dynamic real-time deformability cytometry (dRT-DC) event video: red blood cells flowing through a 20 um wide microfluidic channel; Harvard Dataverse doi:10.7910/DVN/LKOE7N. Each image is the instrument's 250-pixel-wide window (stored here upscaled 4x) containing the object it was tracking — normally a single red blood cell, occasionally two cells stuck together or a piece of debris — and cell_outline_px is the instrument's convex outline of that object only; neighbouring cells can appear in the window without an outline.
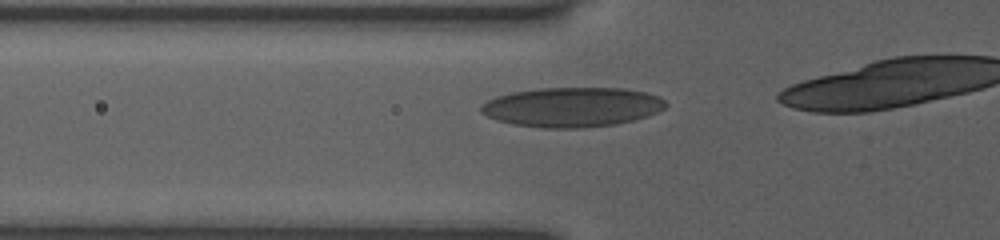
{"species": "human", "species_latin": "Homo sapiens", "temperature_condition": "room temperature", "stored_images_in_passage": 22, "camera_frame_rate_fps": 3000, "um_per_image_px": 0.085, "donor": {"sex": "female"}, "frame": {"image": 1, "passage_image": 10, "time_ms": 3.0, "image_size_px": [1000, 240], "cell_outline_px": [[668, 104], [664, 108], [648, 116], [616, 124], [580, 128], [544, 128], [512, 124], [496, 120], [480, 112], [480, 108], [488, 100], [496, 96], [512, 92], [540, 88], [624, 88], [644, 92], [660, 96]], "centroid_in_image_um": [48.63, 9.1], "position_along_channel_um": 77.2, "area_um2": 42.66}}
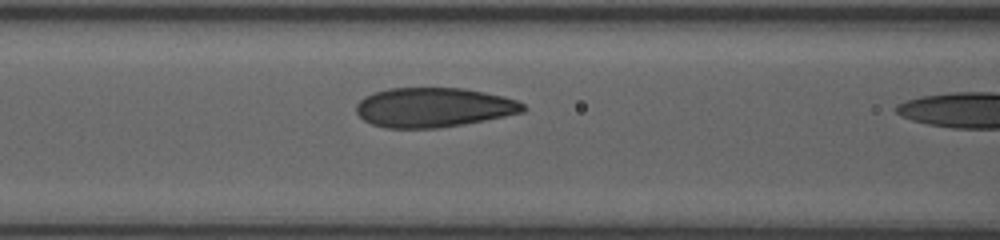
{"frame": {"image": 2, "passage_image": 14, "time_ms": 4.333, "image_size_px": [1000, 240], "cell_outline_px": [[528, 108], [524, 112], [484, 120], [436, 128], [384, 128], [372, 124], [364, 120], [356, 112], [356, 104], [364, 96], [388, 88], [464, 88], [504, 96], [516, 100], [524, 104]], "centroid_in_image_um": [36.85, 9.12], "position_along_channel_um": 129.7, "area_um2": 38.38}}
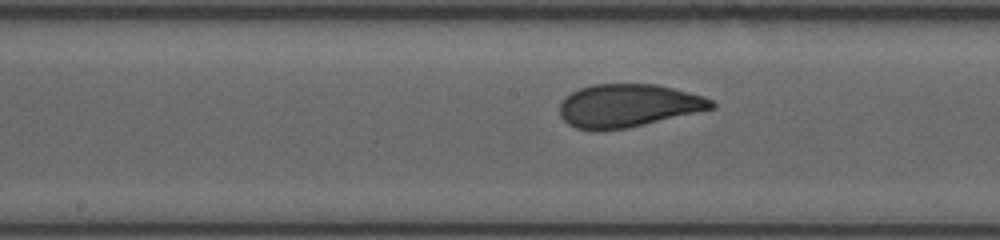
{"frame": {"image": 3, "passage_image": 19, "time_ms": 6.0, "image_size_px": [1000, 240], "cell_outline_px": [[716, 108], [628, 128], [596, 132], [592, 132], [576, 128], [568, 124], [560, 116], [560, 100], [564, 96], [580, 88], [592, 84], [656, 84], [704, 96], [712, 100], [716, 104]], "centroid_in_image_um": [53.36, 8.99], "position_along_channel_um": 194.8, "area_um2": 38.55}}